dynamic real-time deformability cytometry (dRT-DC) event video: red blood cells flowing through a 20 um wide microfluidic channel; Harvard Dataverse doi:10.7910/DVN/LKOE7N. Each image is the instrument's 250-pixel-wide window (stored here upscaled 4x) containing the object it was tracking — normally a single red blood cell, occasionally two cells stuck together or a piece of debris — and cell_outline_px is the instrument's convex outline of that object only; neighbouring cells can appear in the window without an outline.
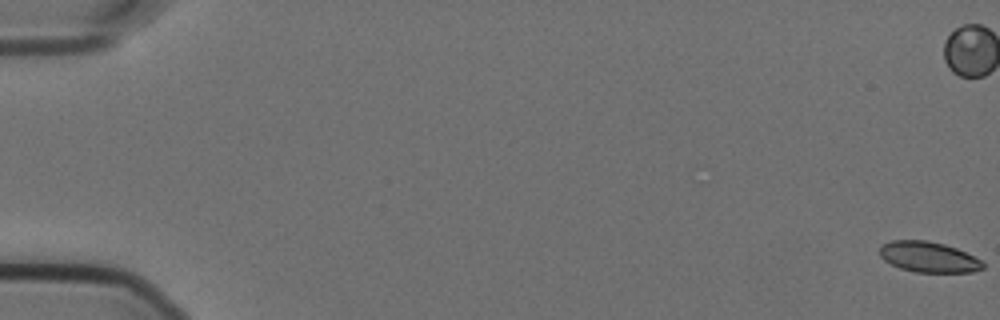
{"species": "Egyptian fruit bat (a non-hibernating species)", "species_latin": "Rousettus aegyptiacus", "temperature_condition": "cold", "stored_images_in_passage": 8, "camera_frame_rate_fps": 3000, "um_per_image_px": 0.085, "animal": {"sex": "female"}, "frame": {"image": 1, "passage_image": 1, "time_ms": 0.0, "image_size_px": [1000, 320], "cell_outline_px": [[984, 268], [972, 272], [916, 272], [900, 268], [884, 260], [880, 256], [880, 244], [892, 240], [928, 240], [944, 244], [956, 248], [980, 260], [984, 264]], "centroid_in_image_um": [78.9, 21.84], "position_along_channel_um": 6.1, "area_um2": 18.32}}